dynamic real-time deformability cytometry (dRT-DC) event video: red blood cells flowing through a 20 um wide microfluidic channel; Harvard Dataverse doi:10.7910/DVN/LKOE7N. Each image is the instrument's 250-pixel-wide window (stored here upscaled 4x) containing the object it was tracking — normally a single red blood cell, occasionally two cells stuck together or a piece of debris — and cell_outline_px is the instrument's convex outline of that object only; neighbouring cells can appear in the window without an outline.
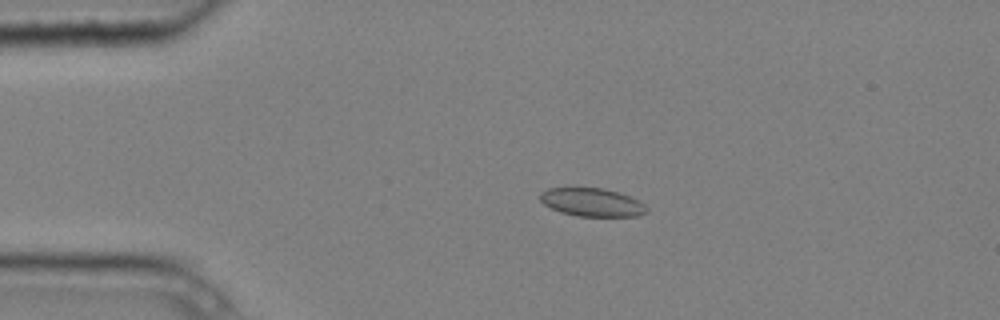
{"species": "common noctule bat (a hibernating species)", "species_latin": "Nyctalus noctula", "temperature_condition": "cold", "stored_images_in_passage": 5, "camera_frame_rate_fps": 3000, "um_per_image_px": 0.085, "animal": {"sex": "male", "body_mass_g": 20.4}, "frame": {"image": 1, "passage_image": 4, "time_ms": 1.0, "image_size_px": [1000, 320], "cell_outline_px": [[648, 208], [644, 212], [636, 216], [576, 216], [560, 212], [544, 204], [540, 200], [540, 192], [548, 188], [604, 188], [628, 196], [644, 204]], "centroid_in_image_um": [50.27, 17.19], "position_along_channel_um": 34.7, "area_um2": 17.28}}